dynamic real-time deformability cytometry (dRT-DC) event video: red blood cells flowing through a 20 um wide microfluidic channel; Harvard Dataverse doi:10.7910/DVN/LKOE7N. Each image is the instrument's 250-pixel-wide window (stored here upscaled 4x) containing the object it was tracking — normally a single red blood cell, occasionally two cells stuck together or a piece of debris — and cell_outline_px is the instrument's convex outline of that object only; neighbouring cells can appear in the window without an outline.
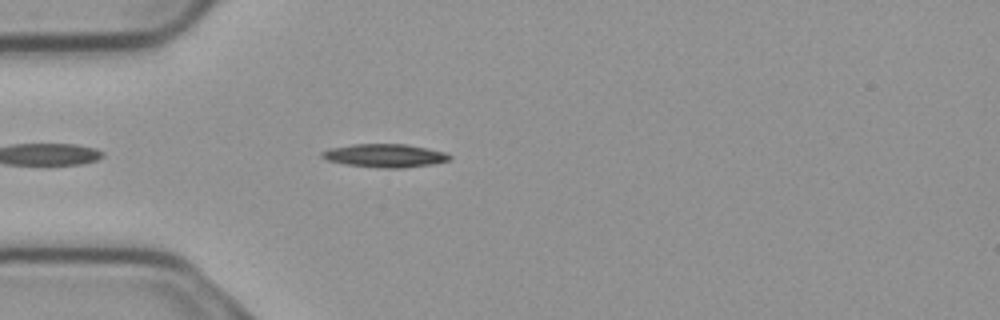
{"species": "common noctule bat (a hibernating species)", "species_latin": "Nyctalus noctula", "temperature_condition": "cold", "stored_images_in_passage": 36, "camera_frame_rate_fps": 3000, "um_per_image_px": 0.085, "animal": {"sex": "male", "body_mass_g": 23.1, "forearm_length_mm": 52.7}, "frame": {"image": 1, "passage_image": 5, "time_ms": 1.333, "image_size_px": [1000, 320], "cell_outline_px": [[452, 156], [448, 160], [432, 164], [404, 168], [384, 168], [348, 164], [328, 160], [320, 156], [320, 152], [332, 148], [356, 144], [408, 144], [444, 152]], "centroid_in_image_um": [32.73, 13.22], "position_along_channel_um": 52.3, "area_um2": 17.05}}
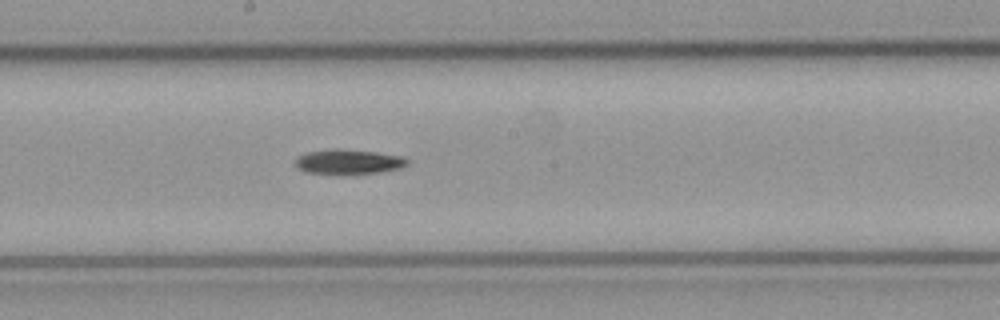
{"frame": {"image": 2, "passage_image": 19, "time_ms": 6.0, "image_size_px": [1000, 320], "cell_outline_px": [[408, 164], [400, 168], [376, 172], [304, 172], [296, 168], [296, 160], [300, 156], [308, 152], [336, 148], [376, 152], [400, 156], [408, 160]], "centroid_in_image_um": [29.62, 13.72], "position_along_channel_um": 218.6, "area_um2": 15.37}}
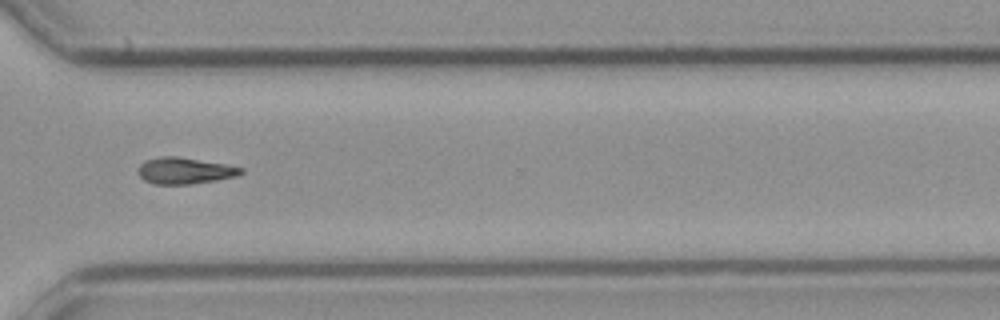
{"frame": {"image": 3, "passage_image": 30, "time_ms": 9.667, "image_size_px": [1000, 320], "cell_outline_px": [[244, 172], [236, 176], [216, 180], [188, 184], [156, 184], [144, 180], [140, 176], [140, 164], [144, 160], [160, 156], [176, 156], [224, 164], [244, 168]], "centroid_in_image_um": [15.7, 14.5], "position_along_channel_um": 354.9, "area_um2": 15.61}, "authors_computed_cell_mechanics": {"area_um2": 15.9528, "velocity_mm_per_s": 3.7269, "shape_relaxation_time_tau1_ms": 3.729, "shape_relaxation_time_tau2_ms": null, "deformation_change_tau1": 0.1255, "deformation_change_tau2": null}}